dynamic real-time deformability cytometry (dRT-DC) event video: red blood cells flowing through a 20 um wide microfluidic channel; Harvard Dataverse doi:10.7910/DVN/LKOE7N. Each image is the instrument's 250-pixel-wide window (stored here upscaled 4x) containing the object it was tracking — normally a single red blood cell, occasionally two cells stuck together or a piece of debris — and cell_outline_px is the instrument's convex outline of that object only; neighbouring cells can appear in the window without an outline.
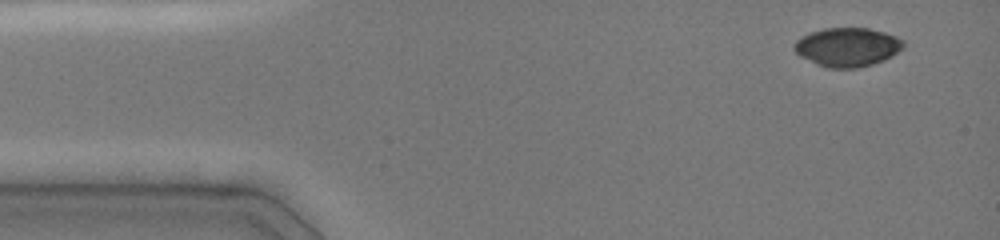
{"species": "common noctule bat (a hibernating species)", "species_latin": "Nyctalus noctula", "temperature_condition": "cold", "stored_images_in_passage": 4, "camera_frame_rate_fps": 3000, "um_per_image_px": 0.085, "animal": {"sex": "female", "body_mass_g": 19.0, "forearm_length_mm": 51.5}, "frame": {"image": 1, "passage_image": 1, "time_ms": 0.0, "image_size_px": [1000, 240], "cell_outline_px": [[904, 48], [892, 56], [884, 60], [872, 64], [856, 68], [828, 68], [816, 64], [800, 56], [792, 48], [792, 44], [796, 40], [812, 32], [824, 28], [868, 28], [884, 32], [896, 36], [904, 40]], "centroid_in_image_um": [72.04, 4.0], "position_along_channel_um": 13.0, "area_um2": 24.8}}
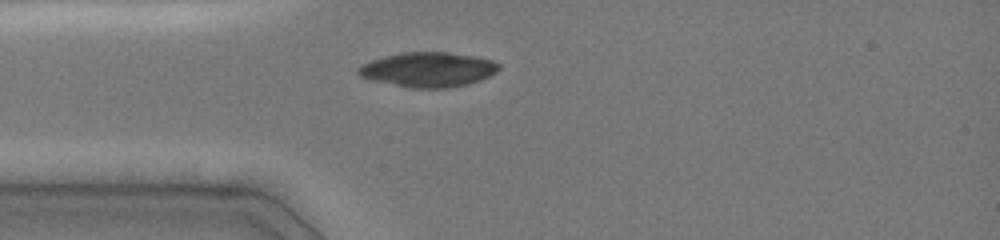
{"frame": {"image": 2, "passage_image": 4, "time_ms": 3.0, "image_size_px": [1000, 240], "cell_outline_px": [[500, 68], [496, 72], [480, 80], [468, 84], [448, 88], [412, 88], [372, 80], [360, 76], [356, 72], [356, 68], [372, 60], [384, 56], [404, 52], [448, 52], [472, 56], [492, 60], [500, 64]], "centroid_in_image_um": [36.39, 5.91], "position_along_channel_um": 48.6, "area_um2": 28.32}}